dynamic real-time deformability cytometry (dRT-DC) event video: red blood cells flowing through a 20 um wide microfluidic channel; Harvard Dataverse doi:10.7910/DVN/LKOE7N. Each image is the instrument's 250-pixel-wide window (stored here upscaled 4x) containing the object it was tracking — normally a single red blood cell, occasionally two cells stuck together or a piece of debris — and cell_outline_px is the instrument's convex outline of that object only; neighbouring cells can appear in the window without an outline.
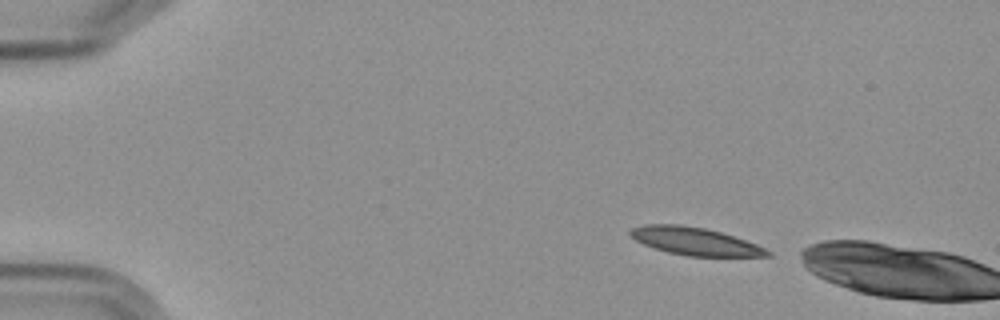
{"species": "Egyptian fruit bat (a non-hibernating species)", "species_latin": "Rousettus aegyptiacus", "temperature_condition": "cold", "stored_images_in_passage": 2, "camera_frame_rate_fps": 3000, "um_per_image_px": 0.085, "frame": {"image": 1, "passage_image": 1, "time_ms": 0.0, "image_size_px": [1000, 320], "cell_outline_px": [[772, 256], [688, 256], [668, 252], [652, 248], [636, 240], [628, 232], [632, 228], [644, 224], [680, 224], [704, 228], [720, 232], [756, 244], [772, 252]], "centroid_in_image_um": [59.05, 20.51], "position_along_channel_um": 26.0, "area_um2": 21.96}}